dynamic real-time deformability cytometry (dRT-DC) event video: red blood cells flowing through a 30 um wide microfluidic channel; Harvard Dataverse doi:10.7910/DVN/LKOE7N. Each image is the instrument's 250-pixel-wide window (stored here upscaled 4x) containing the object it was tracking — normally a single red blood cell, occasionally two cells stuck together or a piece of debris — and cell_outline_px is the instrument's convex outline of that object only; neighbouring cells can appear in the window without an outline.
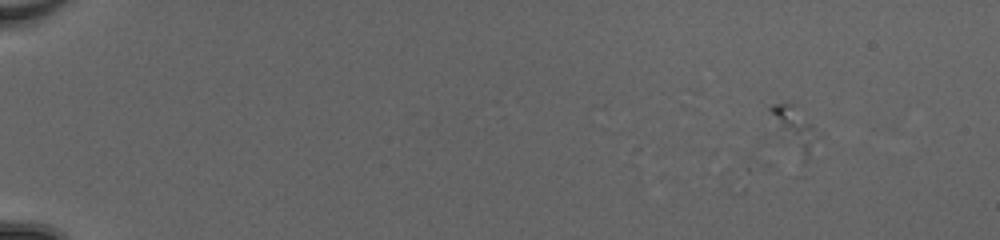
{"species": "common noctule bat (a hibernating species)", "species_latin": "Nyctalus noctula", "temperature_condition": "cold", "stored_images_in_passage": 4, "camera_frame_rate_fps": 3000, "um_per_image_px": 0.085, "animal": {"sex": "female", "body_mass_g": 20.0, "forearm_length_mm": 54.0}, "frame": {"image": 1, "passage_image": 4, "time_ms": 1.0, "image_size_px": [1000, 240], "cell_outline_px": [[812, 136], [808, 152], [804, 164], [768, 108], [768, 104], [784, 100], [788, 100], [812, 124]], "centroid_in_image_um": [67.43, 10.73], "position_along_channel_um": 17.6, "area_um2": 10.0}}